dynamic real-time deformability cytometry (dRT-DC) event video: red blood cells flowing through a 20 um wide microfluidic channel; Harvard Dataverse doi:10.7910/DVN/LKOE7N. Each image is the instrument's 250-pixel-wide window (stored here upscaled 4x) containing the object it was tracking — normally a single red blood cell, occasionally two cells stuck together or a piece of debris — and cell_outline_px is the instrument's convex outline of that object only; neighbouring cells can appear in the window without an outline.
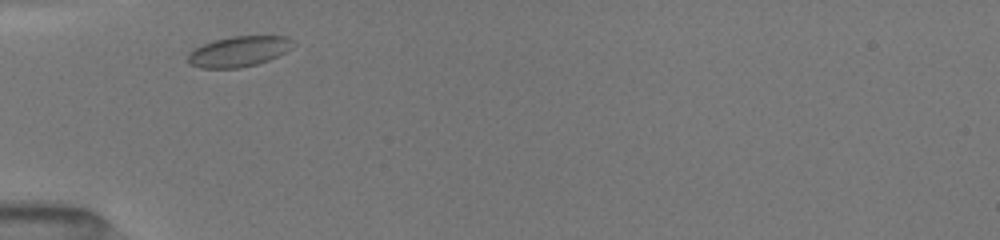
{"species": "common noctule bat (a hibernating species)", "species_latin": "Nyctalus noctula", "temperature_condition": "room temperature", "stored_images_in_passage": 30, "camera_frame_rate_fps": 3000, "um_per_image_px": 0.085, "animal": {"sex": "female", "body_mass_g": 19.5, "forearm_length_mm": 54.1}, "frame": {"image": 1, "passage_image": 2, "time_ms": 0.333, "image_size_px": [1000, 240], "cell_outline_px": [[292, 48], [268, 60], [256, 64], [236, 68], [200, 68], [188, 64], [188, 56], [196, 48], [204, 44], [216, 40], [232, 36], [284, 36], [292, 40]], "centroid_in_image_um": [20.28, 4.38], "position_along_channel_um": 64.7, "area_um2": 18.26}}
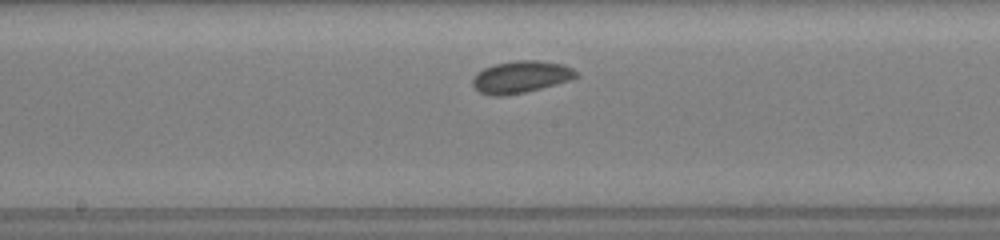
{"frame": {"image": 2, "passage_image": 18, "time_ms": 4.0, "image_size_px": [1000, 240], "cell_outline_px": [[580, 76], [568, 80], [540, 88], [524, 92], [500, 96], [492, 96], [480, 92], [472, 84], [472, 80], [484, 68], [496, 64], [516, 60], [536, 60], [564, 64], [572, 68]], "centroid_in_image_um": [44.29, 6.53], "position_along_channel_um": 203.9, "area_um2": 18.96}}
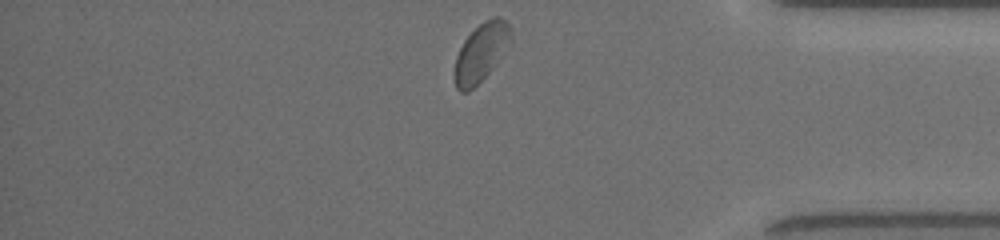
{"frame": {"image": 3, "passage_image": 30, "time_ms": 9.333, "image_size_px": [1000, 240], "cell_outline_px": [[512, 44], [496, 64], [468, 92], [460, 92], [456, 88], [452, 72], [456, 56], [464, 40], [484, 20], [492, 16], [500, 16], [512, 28]], "centroid_in_image_um": [40.91, 4.44], "position_along_channel_um": 394.3, "area_um2": 19.42}}